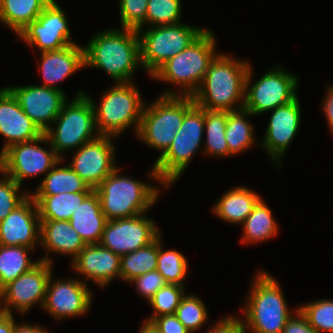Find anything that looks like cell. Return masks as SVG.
I'll return each instance as SVG.
<instances>
[{
    "label": "cell",
    "mask_w": 333,
    "mask_h": 333,
    "mask_svg": "<svg viewBox=\"0 0 333 333\" xmlns=\"http://www.w3.org/2000/svg\"><path fill=\"white\" fill-rule=\"evenodd\" d=\"M64 159H60L57 164L45 175L37 185V189L30 193V196H53L59 193L93 192L94 189L82 180L69 165H62ZM62 165V166H61Z\"/></svg>",
    "instance_id": "4316f807"
},
{
    "label": "cell",
    "mask_w": 333,
    "mask_h": 333,
    "mask_svg": "<svg viewBox=\"0 0 333 333\" xmlns=\"http://www.w3.org/2000/svg\"><path fill=\"white\" fill-rule=\"evenodd\" d=\"M128 283H133L137 290L136 292L148 302L159 289L167 284L166 280L157 270L137 276Z\"/></svg>",
    "instance_id": "b9f144b4"
},
{
    "label": "cell",
    "mask_w": 333,
    "mask_h": 333,
    "mask_svg": "<svg viewBox=\"0 0 333 333\" xmlns=\"http://www.w3.org/2000/svg\"><path fill=\"white\" fill-rule=\"evenodd\" d=\"M40 245L47 253L40 261L53 265L51 253L71 256L73 261L86 246L68 220H40Z\"/></svg>",
    "instance_id": "cb8c5ba5"
},
{
    "label": "cell",
    "mask_w": 333,
    "mask_h": 333,
    "mask_svg": "<svg viewBox=\"0 0 333 333\" xmlns=\"http://www.w3.org/2000/svg\"><path fill=\"white\" fill-rule=\"evenodd\" d=\"M248 292L240 310L245 333H281L293 313L288 308L279 281L260 269L253 276Z\"/></svg>",
    "instance_id": "5b68a950"
},
{
    "label": "cell",
    "mask_w": 333,
    "mask_h": 333,
    "mask_svg": "<svg viewBox=\"0 0 333 333\" xmlns=\"http://www.w3.org/2000/svg\"><path fill=\"white\" fill-rule=\"evenodd\" d=\"M0 245L25 246L34 251L40 245L38 207L30 195L0 221Z\"/></svg>",
    "instance_id": "ffe728a7"
},
{
    "label": "cell",
    "mask_w": 333,
    "mask_h": 333,
    "mask_svg": "<svg viewBox=\"0 0 333 333\" xmlns=\"http://www.w3.org/2000/svg\"><path fill=\"white\" fill-rule=\"evenodd\" d=\"M32 50L47 52L75 44L71 38L66 12L58 1L52 0L18 36Z\"/></svg>",
    "instance_id": "9a60e30c"
},
{
    "label": "cell",
    "mask_w": 333,
    "mask_h": 333,
    "mask_svg": "<svg viewBox=\"0 0 333 333\" xmlns=\"http://www.w3.org/2000/svg\"><path fill=\"white\" fill-rule=\"evenodd\" d=\"M84 47L85 67L103 70L114 83H131L142 68L137 30L110 28L94 34Z\"/></svg>",
    "instance_id": "6da1fadb"
},
{
    "label": "cell",
    "mask_w": 333,
    "mask_h": 333,
    "mask_svg": "<svg viewBox=\"0 0 333 333\" xmlns=\"http://www.w3.org/2000/svg\"><path fill=\"white\" fill-rule=\"evenodd\" d=\"M181 0H148L146 25H174L182 21Z\"/></svg>",
    "instance_id": "8d00e7d4"
},
{
    "label": "cell",
    "mask_w": 333,
    "mask_h": 333,
    "mask_svg": "<svg viewBox=\"0 0 333 333\" xmlns=\"http://www.w3.org/2000/svg\"><path fill=\"white\" fill-rule=\"evenodd\" d=\"M72 270L82 281H92L99 288L107 287L114 278L120 279V256L100 244L86 245L71 261Z\"/></svg>",
    "instance_id": "44dd1931"
},
{
    "label": "cell",
    "mask_w": 333,
    "mask_h": 333,
    "mask_svg": "<svg viewBox=\"0 0 333 333\" xmlns=\"http://www.w3.org/2000/svg\"><path fill=\"white\" fill-rule=\"evenodd\" d=\"M212 30L206 29L179 54L167 60L150 77L153 80L179 86L166 89L160 95L193 96L201 84L210 63L220 53ZM176 90V91H175Z\"/></svg>",
    "instance_id": "277c9868"
},
{
    "label": "cell",
    "mask_w": 333,
    "mask_h": 333,
    "mask_svg": "<svg viewBox=\"0 0 333 333\" xmlns=\"http://www.w3.org/2000/svg\"><path fill=\"white\" fill-rule=\"evenodd\" d=\"M112 138L116 137L101 135L85 143L74 151L69 163L72 170L94 190L118 167Z\"/></svg>",
    "instance_id": "e0dca14e"
},
{
    "label": "cell",
    "mask_w": 333,
    "mask_h": 333,
    "mask_svg": "<svg viewBox=\"0 0 333 333\" xmlns=\"http://www.w3.org/2000/svg\"><path fill=\"white\" fill-rule=\"evenodd\" d=\"M121 169L117 167L95 189L107 220L145 214L159 200L161 189L120 174Z\"/></svg>",
    "instance_id": "8992f818"
},
{
    "label": "cell",
    "mask_w": 333,
    "mask_h": 333,
    "mask_svg": "<svg viewBox=\"0 0 333 333\" xmlns=\"http://www.w3.org/2000/svg\"><path fill=\"white\" fill-rule=\"evenodd\" d=\"M32 252L33 249L25 246L0 245V290L40 262V259L33 261L29 257Z\"/></svg>",
    "instance_id": "1f68e13d"
},
{
    "label": "cell",
    "mask_w": 333,
    "mask_h": 333,
    "mask_svg": "<svg viewBox=\"0 0 333 333\" xmlns=\"http://www.w3.org/2000/svg\"><path fill=\"white\" fill-rule=\"evenodd\" d=\"M5 88L43 133L53 124L67 100L66 92L38 84Z\"/></svg>",
    "instance_id": "d6986e66"
},
{
    "label": "cell",
    "mask_w": 333,
    "mask_h": 333,
    "mask_svg": "<svg viewBox=\"0 0 333 333\" xmlns=\"http://www.w3.org/2000/svg\"><path fill=\"white\" fill-rule=\"evenodd\" d=\"M205 333H245V330L241 318L227 315L208 326Z\"/></svg>",
    "instance_id": "7bdbcfd3"
},
{
    "label": "cell",
    "mask_w": 333,
    "mask_h": 333,
    "mask_svg": "<svg viewBox=\"0 0 333 333\" xmlns=\"http://www.w3.org/2000/svg\"><path fill=\"white\" fill-rule=\"evenodd\" d=\"M323 103L321 104L322 112H324L325 119L333 134V85H329L326 89Z\"/></svg>",
    "instance_id": "bcb514c9"
},
{
    "label": "cell",
    "mask_w": 333,
    "mask_h": 333,
    "mask_svg": "<svg viewBox=\"0 0 333 333\" xmlns=\"http://www.w3.org/2000/svg\"><path fill=\"white\" fill-rule=\"evenodd\" d=\"M44 133L23 111L13 95L5 88L0 89V135L5 142L0 154L9 146L29 142Z\"/></svg>",
    "instance_id": "7402d4cb"
},
{
    "label": "cell",
    "mask_w": 333,
    "mask_h": 333,
    "mask_svg": "<svg viewBox=\"0 0 333 333\" xmlns=\"http://www.w3.org/2000/svg\"><path fill=\"white\" fill-rule=\"evenodd\" d=\"M44 134L61 159H64V152L75 151L101 136L93 105L84 90L78 91L71 101L64 102L59 115Z\"/></svg>",
    "instance_id": "ba28073f"
},
{
    "label": "cell",
    "mask_w": 333,
    "mask_h": 333,
    "mask_svg": "<svg viewBox=\"0 0 333 333\" xmlns=\"http://www.w3.org/2000/svg\"><path fill=\"white\" fill-rule=\"evenodd\" d=\"M101 202L95 190L72 212L70 225L77 231L86 245L99 244L107 223Z\"/></svg>",
    "instance_id": "d4e9b609"
},
{
    "label": "cell",
    "mask_w": 333,
    "mask_h": 333,
    "mask_svg": "<svg viewBox=\"0 0 333 333\" xmlns=\"http://www.w3.org/2000/svg\"><path fill=\"white\" fill-rule=\"evenodd\" d=\"M278 65V66H277ZM269 69L258 81L252 82L250 64L245 83L244 106L254 116L272 111L295 100L299 78L282 68L281 64ZM253 83V84H252Z\"/></svg>",
    "instance_id": "8fae6325"
},
{
    "label": "cell",
    "mask_w": 333,
    "mask_h": 333,
    "mask_svg": "<svg viewBox=\"0 0 333 333\" xmlns=\"http://www.w3.org/2000/svg\"><path fill=\"white\" fill-rule=\"evenodd\" d=\"M92 192L59 193L53 196H31L37 204L40 220H70L72 212Z\"/></svg>",
    "instance_id": "4dcf8cb0"
},
{
    "label": "cell",
    "mask_w": 333,
    "mask_h": 333,
    "mask_svg": "<svg viewBox=\"0 0 333 333\" xmlns=\"http://www.w3.org/2000/svg\"><path fill=\"white\" fill-rule=\"evenodd\" d=\"M52 0H0V23L18 36Z\"/></svg>",
    "instance_id": "83f0119b"
},
{
    "label": "cell",
    "mask_w": 333,
    "mask_h": 333,
    "mask_svg": "<svg viewBox=\"0 0 333 333\" xmlns=\"http://www.w3.org/2000/svg\"><path fill=\"white\" fill-rule=\"evenodd\" d=\"M0 175V221H2L30 195V192L27 190L23 192L22 186L2 171Z\"/></svg>",
    "instance_id": "ab89813d"
},
{
    "label": "cell",
    "mask_w": 333,
    "mask_h": 333,
    "mask_svg": "<svg viewBox=\"0 0 333 333\" xmlns=\"http://www.w3.org/2000/svg\"><path fill=\"white\" fill-rule=\"evenodd\" d=\"M52 271V264L40 261L30 271L21 274L5 285L0 290V309L2 313L24 315L27 312L29 313L34 305L43 307L47 284L53 273Z\"/></svg>",
    "instance_id": "4fadbf2b"
},
{
    "label": "cell",
    "mask_w": 333,
    "mask_h": 333,
    "mask_svg": "<svg viewBox=\"0 0 333 333\" xmlns=\"http://www.w3.org/2000/svg\"><path fill=\"white\" fill-rule=\"evenodd\" d=\"M175 315L190 333H195L208 322L205 303L195 294H185L177 307Z\"/></svg>",
    "instance_id": "d590c367"
},
{
    "label": "cell",
    "mask_w": 333,
    "mask_h": 333,
    "mask_svg": "<svg viewBox=\"0 0 333 333\" xmlns=\"http://www.w3.org/2000/svg\"><path fill=\"white\" fill-rule=\"evenodd\" d=\"M53 277V278H52ZM89 285L79 277L54 280L51 274L42 309L56 321L85 315L93 304Z\"/></svg>",
    "instance_id": "5bb4252c"
},
{
    "label": "cell",
    "mask_w": 333,
    "mask_h": 333,
    "mask_svg": "<svg viewBox=\"0 0 333 333\" xmlns=\"http://www.w3.org/2000/svg\"><path fill=\"white\" fill-rule=\"evenodd\" d=\"M47 144V149L40 144ZM61 158L55 153L45 134L39 138L16 143L0 154V171L23 185L25 178L46 175Z\"/></svg>",
    "instance_id": "7c38bea8"
},
{
    "label": "cell",
    "mask_w": 333,
    "mask_h": 333,
    "mask_svg": "<svg viewBox=\"0 0 333 333\" xmlns=\"http://www.w3.org/2000/svg\"><path fill=\"white\" fill-rule=\"evenodd\" d=\"M86 95L93 105L97 129L101 135L117 137L133 128V133L137 135L146 102L134 82L115 83L102 93L98 104Z\"/></svg>",
    "instance_id": "52a82bcc"
},
{
    "label": "cell",
    "mask_w": 333,
    "mask_h": 333,
    "mask_svg": "<svg viewBox=\"0 0 333 333\" xmlns=\"http://www.w3.org/2000/svg\"><path fill=\"white\" fill-rule=\"evenodd\" d=\"M251 116L254 115L244 108L227 111L225 138L229 148V157L242 154L257 142L253 123L249 120Z\"/></svg>",
    "instance_id": "f546056e"
},
{
    "label": "cell",
    "mask_w": 333,
    "mask_h": 333,
    "mask_svg": "<svg viewBox=\"0 0 333 333\" xmlns=\"http://www.w3.org/2000/svg\"><path fill=\"white\" fill-rule=\"evenodd\" d=\"M14 314H0V333H13L15 324Z\"/></svg>",
    "instance_id": "c3c4849f"
},
{
    "label": "cell",
    "mask_w": 333,
    "mask_h": 333,
    "mask_svg": "<svg viewBox=\"0 0 333 333\" xmlns=\"http://www.w3.org/2000/svg\"><path fill=\"white\" fill-rule=\"evenodd\" d=\"M185 116V96L160 95L145 103L136 137L161 157L171 146Z\"/></svg>",
    "instance_id": "30bf717a"
},
{
    "label": "cell",
    "mask_w": 333,
    "mask_h": 333,
    "mask_svg": "<svg viewBox=\"0 0 333 333\" xmlns=\"http://www.w3.org/2000/svg\"><path fill=\"white\" fill-rule=\"evenodd\" d=\"M249 60L219 53L210 63L192 99L206 110L236 111L244 106Z\"/></svg>",
    "instance_id": "7a4b0ae2"
},
{
    "label": "cell",
    "mask_w": 333,
    "mask_h": 333,
    "mask_svg": "<svg viewBox=\"0 0 333 333\" xmlns=\"http://www.w3.org/2000/svg\"><path fill=\"white\" fill-rule=\"evenodd\" d=\"M185 287L167 283L159 289L149 301L154 314L145 320L151 322L156 317L175 314L181 299L186 294Z\"/></svg>",
    "instance_id": "f35d334b"
},
{
    "label": "cell",
    "mask_w": 333,
    "mask_h": 333,
    "mask_svg": "<svg viewBox=\"0 0 333 333\" xmlns=\"http://www.w3.org/2000/svg\"><path fill=\"white\" fill-rule=\"evenodd\" d=\"M146 214L108 220L99 244L119 256L149 245L161 230Z\"/></svg>",
    "instance_id": "2e32d148"
},
{
    "label": "cell",
    "mask_w": 333,
    "mask_h": 333,
    "mask_svg": "<svg viewBox=\"0 0 333 333\" xmlns=\"http://www.w3.org/2000/svg\"><path fill=\"white\" fill-rule=\"evenodd\" d=\"M162 234L158 236V257L156 270L169 284L185 286L188 272V259L177 250H164Z\"/></svg>",
    "instance_id": "e575fe53"
},
{
    "label": "cell",
    "mask_w": 333,
    "mask_h": 333,
    "mask_svg": "<svg viewBox=\"0 0 333 333\" xmlns=\"http://www.w3.org/2000/svg\"><path fill=\"white\" fill-rule=\"evenodd\" d=\"M298 309L318 333H333V300L320 299L299 305Z\"/></svg>",
    "instance_id": "74e56055"
},
{
    "label": "cell",
    "mask_w": 333,
    "mask_h": 333,
    "mask_svg": "<svg viewBox=\"0 0 333 333\" xmlns=\"http://www.w3.org/2000/svg\"><path fill=\"white\" fill-rule=\"evenodd\" d=\"M158 237L149 245L120 256V279L125 282L157 268Z\"/></svg>",
    "instance_id": "836d02e7"
},
{
    "label": "cell",
    "mask_w": 333,
    "mask_h": 333,
    "mask_svg": "<svg viewBox=\"0 0 333 333\" xmlns=\"http://www.w3.org/2000/svg\"><path fill=\"white\" fill-rule=\"evenodd\" d=\"M205 114L191 96H185V116L168 150L157 158L148 173L149 178L165 190L177 182L203 146Z\"/></svg>",
    "instance_id": "3957f363"
},
{
    "label": "cell",
    "mask_w": 333,
    "mask_h": 333,
    "mask_svg": "<svg viewBox=\"0 0 333 333\" xmlns=\"http://www.w3.org/2000/svg\"><path fill=\"white\" fill-rule=\"evenodd\" d=\"M297 97L292 102L272 110L262 141V149L278 168L281 167L282 157L293 142L301 124V104Z\"/></svg>",
    "instance_id": "ac0fdd59"
},
{
    "label": "cell",
    "mask_w": 333,
    "mask_h": 333,
    "mask_svg": "<svg viewBox=\"0 0 333 333\" xmlns=\"http://www.w3.org/2000/svg\"><path fill=\"white\" fill-rule=\"evenodd\" d=\"M151 322L160 333H190L175 314L156 317Z\"/></svg>",
    "instance_id": "f6af8a7d"
},
{
    "label": "cell",
    "mask_w": 333,
    "mask_h": 333,
    "mask_svg": "<svg viewBox=\"0 0 333 333\" xmlns=\"http://www.w3.org/2000/svg\"><path fill=\"white\" fill-rule=\"evenodd\" d=\"M242 237L241 242L244 244H258L266 242L276 237L279 233V226L272 210L267 206V203L261 198L253 207L250 215L241 224Z\"/></svg>",
    "instance_id": "f1b7e54d"
},
{
    "label": "cell",
    "mask_w": 333,
    "mask_h": 333,
    "mask_svg": "<svg viewBox=\"0 0 333 333\" xmlns=\"http://www.w3.org/2000/svg\"><path fill=\"white\" fill-rule=\"evenodd\" d=\"M262 197L245 186H233L211 208L221 221L241 225Z\"/></svg>",
    "instance_id": "484cf974"
},
{
    "label": "cell",
    "mask_w": 333,
    "mask_h": 333,
    "mask_svg": "<svg viewBox=\"0 0 333 333\" xmlns=\"http://www.w3.org/2000/svg\"><path fill=\"white\" fill-rule=\"evenodd\" d=\"M144 323L141 325V328L139 329V333H160V331L157 329V327L149 321L144 320Z\"/></svg>",
    "instance_id": "681fc988"
},
{
    "label": "cell",
    "mask_w": 333,
    "mask_h": 333,
    "mask_svg": "<svg viewBox=\"0 0 333 333\" xmlns=\"http://www.w3.org/2000/svg\"><path fill=\"white\" fill-rule=\"evenodd\" d=\"M203 142V154L224 159L229 157V148L225 138L227 111L206 110Z\"/></svg>",
    "instance_id": "d6a6232c"
},
{
    "label": "cell",
    "mask_w": 333,
    "mask_h": 333,
    "mask_svg": "<svg viewBox=\"0 0 333 333\" xmlns=\"http://www.w3.org/2000/svg\"><path fill=\"white\" fill-rule=\"evenodd\" d=\"M281 333H318L300 312L298 306L293 310V315L287 320Z\"/></svg>",
    "instance_id": "ee69618b"
},
{
    "label": "cell",
    "mask_w": 333,
    "mask_h": 333,
    "mask_svg": "<svg viewBox=\"0 0 333 333\" xmlns=\"http://www.w3.org/2000/svg\"><path fill=\"white\" fill-rule=\"evenodd\" d=\"M38 65L43 80L39 85L63 91L58 87V82L64 81L85 67L84 47L75 43L58 50L42 52Z\"/></svg>",
    "instance_id": "603a6c76"
},
{
    "label": "cell",
    "mask_w": 333,
    "mask_h": 333,
    "mask_svg": "<svg viewBox=\"0 0 333 333\" xmlns=\"http://www.w3.org/2000/svg\"><path fill=\"white\" fill-rule=\"evenodd\" d=\"M13 333H50L47 328L41 325L29 323H16Z\"/></svg>",
    "instance_id": "7dc6e473"
},
{
    "label": "cell",
    "mask_w": 333,
    "mask_h": 333,
    "mask_svg": "<svg viewBox=\"0 0 333 333\" xmlns=\"http://www.w3.org/2000/svg\"><path fill=\"white\" fill-rule=\"evenodd\" d=\"M121 28L142 29L146 25L148 0H119Z\"/></svg>",
    "instance_id": "60d3db41"
},
{
    "label": "cell",
    "mask_w": 333,
    "mask_h": 333,
    "mask_svg": "<svg viewBox=\"0 0 333 333\" xmlns=\"http://www.w3.org/2000/svg\"><path fill=\"white\" fill-rule=\"evenodd\" d=\"M206 29L182 22L138 29L143 70L151 76L167 60L186 49Z\"/></svg>",
    "instance_id": "9c48e42d"
}]
</instances>
